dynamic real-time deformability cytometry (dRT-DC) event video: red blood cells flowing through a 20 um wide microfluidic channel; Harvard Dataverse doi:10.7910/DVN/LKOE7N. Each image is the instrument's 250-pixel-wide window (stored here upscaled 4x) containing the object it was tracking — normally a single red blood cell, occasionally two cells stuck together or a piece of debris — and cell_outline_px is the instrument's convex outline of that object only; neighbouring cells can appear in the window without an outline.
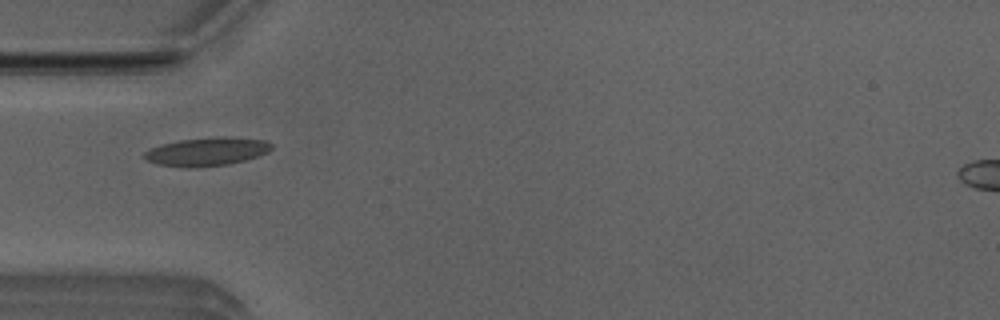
{"species": "Egyptian fruit bat (a non-hibernating species)", "species_latin": "Rousettus aegyptiacus", "temperature_condition": "room temperature", "stored_images_in_passage": 6, "camera_frame_rate_fps": 3000, "um_per_image_px": 0.085, "animal": {"sex": "male"}, "frame": {"image": 1, "passage_image": 3, "time_ms": 0.667, "image_size_px": [1000, 320], "cell_outline_px": [[272, 148], [268, 152], [244, 160], [228, 164], [160, 164], [148, 160], [140, 156], [148, 148], [160, 144], [180, 140], [224, 136], [264, 140], [272, 144]], "centroid_in_image_um": [17.6, 12.82], "position_along_channel_um": 67.4, "area_um2": 19.94}}
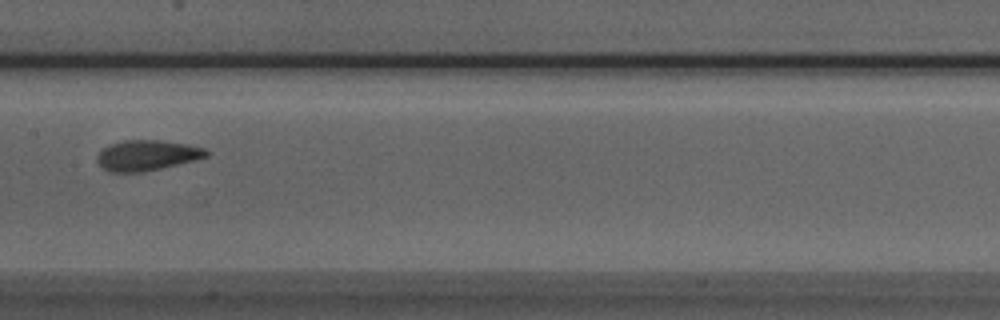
{"frame": {"image": 2, "passage_image": 6, "time_ms": 1.667, "image_size_px": [1000, 320], "cell_outline_px": [[212, 152], [208, 156], [196, 160], [144, 172], [108, 172], [96, 160], [96, 156], [104, 148], [112, 144], [124, 140], [156, 140], [188, 144], [204, 148]], "centroid_in_image_um": [12.53, 13.21], "position_along_channel_um": 194.9, "area_um2": 19.36}}